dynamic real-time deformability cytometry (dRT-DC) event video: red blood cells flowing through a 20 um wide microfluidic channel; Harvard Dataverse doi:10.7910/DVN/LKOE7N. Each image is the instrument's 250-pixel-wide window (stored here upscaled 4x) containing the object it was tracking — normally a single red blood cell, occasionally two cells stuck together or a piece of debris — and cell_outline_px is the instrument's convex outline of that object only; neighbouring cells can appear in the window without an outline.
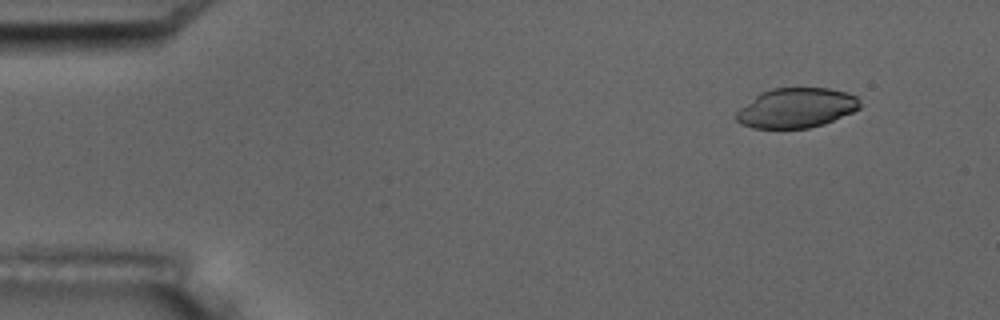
{"species": "common noctule bat (a hibernating species)", "species_latin": "Nyctalus noctula", "temperature_condition": "room temperature", "stored_images_in_passage": 6, "camera_frame_rate_fps": 3000, "um_per_image_px": 0.085, "animal": {"sex": "male", "body_mass_g": 17.5, "forearm_length_mm": 52.3}, "frame": {"image": 1, "passage_image": 2, "time_ms": 1.333, "image_size_px": [1000, 320], "cell_outline_px": [[860, 108], [852, 112], [824, 124], [808, 128], [752, 128], [740, 124], [736, 120], [736, 112], [740, 108], [760, 92], [772, 88], [828, 88], [848, 92], [856, 96], [860, 100]], "centroid_in_image_um": [67.68, 9.17], "position_along_channel_um": 17.3, "area_um2": 28.73}}